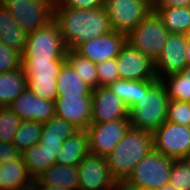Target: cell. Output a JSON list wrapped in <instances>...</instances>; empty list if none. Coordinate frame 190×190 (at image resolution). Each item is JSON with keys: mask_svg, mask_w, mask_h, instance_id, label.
<instances>
[{"mask_svg": "<svg viewBox=\"0 0 190 190\" xmlns=\"http://www.w3.org/2000/svg\"><path fill=\"white\" fill-rule=\"evenodd\" d=\"M169 99L190 102V65L162 79Z\"/></svg>", "mask_w": 190, "mask_h": 190, "instance_id": "cell-28", "label": "cell"}, {"mask_svg": "<svg viewBox=\"0 0 190 190\" xmlns=\"http://www.w3.org/2000/svg\"><path fill=\"white\" fill-rule=\"evenodd\" d=\"M67 50L59 26L52 20L45 27L27 34L22 62L66 61Z\"/></svg>", "mask_w": 190, "mask_h": 190, "instance_id": "cell-4", "label": "cell"}, {"mask_svg": "<svg viewBox=\"0 0 190 190\" xmlns=\"http://www.w3.org/2000/svg\"><path fill=\"white\" fill-rule=\"evenodd\" d=\"M21 121H36L42 124L56 116L55 101L40 98L26 89L8 106Z\"/></svg>", "mask_w": 190, "mask_h": 190, "instance_id": "cell-15", "label": "cell"}, {"mask_svg": "<svg viewBox=\"0 0 190 190\" xmlns=\"http://www.w3.org/2000/svg\"><path fill=\"white\" fill-rule=\"evenodd\" d=\"M22 67V54L0 40V73Z\"/></svg>", "mask_w": 190, "mask_h": 190, "instance_id": "cell-35", "label": "cell"}, {"mask_svg": "<svg viewBox=\"0 0 190 190\" xmlns=\"http://www.w3.org/2000/svg\"><path fill=\"white\" fill-rule=\"evenodd\" d=\"M68 49L113 31L106 9L54 7V19Z\"/></svg>", "mask_w": 190, "mask_h": 190, "instance_id": "cell-1", "label": "cell"}, {"mask_svg": "<svg viewBox=\"0 0 190 190\" xmlns=\"http://www.w3.org/2000/svg\"><path fill=\"white\" fill-rule=\"evenodd\" d=\"M126 44V34L112 31L80 44L75 51L93 63L116 58Z\"/></svg>", "mask_w": 190, "mask_h": 190, "instance_id": "cell-17", "label": "cell"}, {"mask_svg": "<svg viewBox=\"0 0 190 190\" xmlns=\"http://www.w3.org/2000/svg\"><path fill=\"white\" fill-rule=\"evenodd\" d=\"M153 144L158 153L183 159L190 149V127L165 121L153 132Z\"/></svg>", "mask_w": 190, "mask_h": 190, "instance_id": "cell-10", "label": "cell"}, {"mask_svg": "<svg viewBox=\"0 0 190 190\" xmlns=\"http://www.w3.org/2000/svg\"><path fill=\"white\" fill-rule=\"evenodd\" d=\"M129 118L91 123L86 129L89 153L106 157L130 129Z\"/></svg>", "mask_w": 190, "mask_h": 190, "instance_id": "cell-11", "label": "cell"}, {"mask_svg": "<svg viewBox=\"0 0 190 190\" xmlns=\"http://www.w3.org/2000/svg\"><path fill=\"white\" fill-rule=\"evenodd\" d=\"M58 152V150H49L36 144L21 152V156L29 174L35 180L50 166L57 163Z\"/></svg>", "mask_w": 190, "mask_h": 190, "instance_id": "cell-23", "label": "cell"}, {"mask_svg": "<svg viewBox=\"0 0 190 190\" xmlns=\"http://www.w3.org/2000/svg\"><path fill=\"white\" fill-rule=\"evenodd\" d=\"M187 43H190V28L184 33Z\"/></svg>", "mask_w": 190, "mask_h": 190, "instance_id": "cell-44", "label": "cell"}, {"mask_svg": "<svg viewBox=\"0 0 190 190\" xmlns=\"http://www.w3.org/2000/svg\"><path fill=\"white\" fill-rule=\"evenodd\" d=\"M168 102L162 80H142V95L128 110L131 127L153 133L167 120Z\"/></svg>", "mask_w": 190, "mask_h": 190, "instance_id": "cell-2", "label": "cell"}, {"mask_svg": "<svg viewBox=\"0 0 190 190\" xmlns=\"http://www.w3.org/2000/svg\"><path fill=\"white\" fill-rule=\"evenodd\" d=\"M21 122L9 107H0V141L12 143Z\"/></svg>", "mask_w": 190, "mask_h": 190, "instance_id": "cell-32", "label": "cell"}, {"mask_svg": "<svg viewBox=\"0 0 190 190\" xmlns=\"http://www.w3.org/2000/svg\"><path fill=\"white\" fill-rule=\"evenodd\" d=\"M91 123H104L128 118L125 103L107 86L92 89Z\"/></svg>", "mask_w": 190, "mask_h": 190, "instance_id": "cell-16", "label": "cell"}, {"mask_svg": "<svg viewBox=\"0 0 190 190\" xmlns=\"http://www.w3.org/2000/svg\"><path fill=\"white\" fill-rule=\"evenodd\" d=\"M109 190H141L137 185L131 183L128 179L115 180Z\"/></svg>", "mask_w": 190, "mask_h": 190, "instance_id": "cell-40", "label": "cell"}, {"mask_svg": "<svg viewBox=\"0 0 190 190\" xmlns=\"http://www.w3.org/2000/svg\"><path fill=\"white\" fill-rule=\"evenodd\" d=\"M153 150V133L130 127L105 158L115 180L128 179L136 165Z\"/></svg>", "mask_w": 190, "mask_h": 190, "instance_id": "cell-3", "label": "cell"}, {"mask_svg": "<svg viewBox=\"0 0 190 190\" xmlns=\"http://www.w3.org/2000/svg\"><path fill=\"white\" fill-rule=\"evenodd\" d=\"M0 2L27 34L45 27L54 19L53 0H0Z\"/></svg>", "mask_w": 190, "mask_h": 190, "instance_id": "cell-6", "label": "cell"}, {"mask_svg": "<svg viewBox=\"0 0 190 190\" xmlns=\"http://www.w3.org/2000/svg\"><path fill=\"white\" fill-rule=\"evenodd\" d=\"M77 169L78 190H109L115 181L104 156L88 153Z\"/></svg>", "mask_w": 190, "mask_h": 190, "instance_id": "cell-12", "label": "cell"}, {"mask_svg": "<svg viewBox=\"0 0 190 190\" xmlns=\"http://www.w3.org/2000/svg\"><path fill=\"white\" fill-rule=\"evenodd\" d=\"M105 0H57L54 7L96 9L104 7Z\"/></svg>", "mask_w": 190, "mask_h": 190, "instance_id": "cell-37", "label": "cell"}, {"mask_svg": "<svg viewBox=\"0 0 190 190\" xmlns=\"http://www.w3.org/2000/svg\"><path fill=\"white\" fill-rule=\"evenodd\" d=\"M96 67L98 87L108 86L110 83L120 79L117 68V58L105 60L104 62L96 64Z\"/></svg>", "mask_w": 190, "mask_h": 190, "instance_id": "cell-36", "label": "cell"}, {"mask_svg": "<svg viewBox=\"0 0 190 190\" xmlns=\"http://www.w3.org/2000/svg\"><path fill=\"white\" fill-rule=\"evenodd\" d=\"M77 131L78 129L72 124L54 116L43 124L40 142L38 144L49 150L60 151L63 142Z\"/></svg>", "mask_w": 190, "mask_h": 190, "instance_id": "cell-22", "label": "cell"}, {"mask_svg": "<svg viewBox=\"0 0 190 190\" xmlns=\"http://www.w3.org/2000/svg\"><path fill=\"white\" fill-rule=\"evenodd\" d=\"M21 156V152L13 143L0 141V165L8 164Z\"/></svg>", "mask_w": 190, "mask_h": 190, "instance_id": "cell-38", "label": "cell"}, {"mask_svg": "<svg viewBox=\"0 0 190 190\" xmlns=\"http://www.w3.org/2000/svg\"><path fill=\"white\" fill-rule=\"evenodd\" d=\"M161 189H163V190H178V189H175V188L171 185L170 182H168L167 184H164Z\"/></svg>", "mask_w": 190, "mask_h": 190, "instance_id": "cell-43", "label": "cell"}, {"mask_svg": "<svg viewBox=\"0 0 190 190\" xmlns=\"http://www.w3.org/2000/svg\"><path fill=\"white\" fill-rule=\"evenodd\" d=\"M42 123L36 121H22L14 135L12 143L20 152L40 142Z\"/></svg>", "mask_w": 190, "mask_h": 190, "instance_id": "cell-30", "label": "cell"}, {"mask_svg": "<svg viewBox=\"0 0 190 190\" xmlns=\"http://www.w3.org/2000/svg\"><path fill=\"white\" fill-rule=\"evenodd\" d=\"M56 116L78 130H86L92 119V96H57Z\"/></svg>", "mask_w": 190, "mask_h": 190, "instance_id": "cell-18", "label": "cell"}, {"mask_svg": "<svg viewBox=\"0 0 190 190\" xmlns=\"http://www.w3.org/2000/svg\"><path fill=\"white\" fill-rule=\"evenodd\" d=\"M33 186H55L78 190L77 166H65L56 163L40 174L34 180Z\"/></svg>", "mask_w": 190, "mask_h": 190, "instance_id": "cell-20", "label": "cell"}, {"mask_svg": "<svg viewBox=\"0 0 190 190\" xmlns=\"http://www.w3.org/2000/svg\"><path fill=\"white\" fill-rule=\"evenodd\" d=\"M169 182L178 190H190V165L183 159L174 160Z\"/></svg>", "mask_w": 190, "mask_h": 190, "instance_id": "cell-33", "label": "cell"}, {"mask_svg": "<svg viewBox=\"0 0 190 190\" xmlns=\"http://www.w3.org/2000/svg\"><path fill=\"white\" fill-rule=\"evenodd\" d=\"M58 96H91L92 88L85 83L66 61L56 78Z\"/></svg>", "mask_w": 190, "mask_h": 190, "instance_id": "cell-24", "label": "cell"}, {"mask_svg": "<svg viewBox=\"0 0 190 190\" xmlns=\"http://www.w3.org/2000/svg\"><path fill=\"white\" fill-rule=\"evenodd\" d=\"M169 33L184 34L190 28V7H153Z\"/></svg>", "mask_w": 190, "mask_h": 190, "instance_id": "cell-27", "label": "cell"}, {"mask_svg": "<svg viewBox=\"0 0 190 190\" xmlns=\"http://www.w3.org/2000/svg\"><path fill=\"white\" fill-rule=\"evenodd\" d=\"M187 41L184 34L170 33L162 49V53L155 61V73L158 80L177 74L187 66L185 50Z\"/></svg>", "mask_w": 190, "mask_h": 190, "instance_id": "cell-14", "label": "cell"}, {"mask_svg": "<svg viewBox=\"0 0 190 190\" xmlns=\"http://www.w3.org/2000/svg\"><path fill=\"white\" fill-rule=\"evenodd\" d=\"M169 34L162 20L152 11L126 35V43L155 62L162 53Z\"/></svg>", "mask_w": 190, "mask_h": 190, "instance_id": "cell-5", "label": "cell"}, {"mask_svg": "<svg viewBox=\"0 0 190 190\" xmlns=\"http://www.w3.org/2000/svg\"><path fill=\"white\" fill-rule=\"evenodd\" d=\"M27 89V79L22 67L0 73V107H8Z\"/></svg>", "mask_w": 190, "mask_h": 190, "instance_id": "cell-26", "label": "cell"}, {"mask_svg": "<svg viewBox=\"0 0 190 190\" xmlns=\"http://www.w3.org/2000/svg\"><path fill=\"white\" fill-rule=\"evenodd\" d=\"M166 121L190 127V102L169 99Z\"/></svg>", "mask_w": 190, "mask_h": 190, "instance_id": "cell-34", "label": "cell"}, {"mask_svg": "<svg viewBox=\"0 0 190 190\" xmlns=\"http://www.w3.org/2000/svg\"><path fill=\"white\" fill-rule=\"evenodd\" d=\"M174 160L153 150L136 165L128 180L141 190L161 189L169 182Z\"/></svg>", "mask_w": 190, "mask_h": 190, "instance_id": "cell-7", "label": "cell"}, {"mask_svg": "<svg viewBox=\"0 0 190 190\" xmlns=\"http://www.w3.org/2000/svg\"><path fill=\"white\" fill-rule=\"evenodd\" d=\"M32 190H69L63 187L55 186H33Z\"/></svg>", "mask_w": 190, "mask_h": 190, "instance_id": "cell-41", "label": "cell"}, {"mask_svg": "<svg viewBox=\"0 0 190 190\" xmlns=\"http://www.w3.org/2000/svg\"><path fill=\"white\" fill-rule=\"evenodd\" d=\"M89 153L88 134L86 130H78L68 137L57 154L56 162L65 166H78Z\"/></svg>", "mask_w": 190, "mask_h": 190, "instance_id": "cell-21", "label": "cell"}, {"mask_svg": "<svg viewBox=\"0 0 190 190\" xmlns=\"http://www.w3.org/2000/svg\"><path fill=\"white\" fill-rule=\"evenodd\" d=\"M107 87L125 103L128 110L139 101L142 95V81L119 79Z\"/></svg>", "mask_w": 190, "mask_h": 190, "instance_id": "cell-31", "label": "cell"}, {"mask_svg": "<svg viewBox=\"0 0 190 190\" xmlns=\"http://www.w3.org/2000/svg\"><path fill=\"white\" fill-rule=\"evenodd\" d=\"M34 179L29 174L22 156L0 165V190H32Z\"/></svg>", "mask_w": 190, "mask_h": 190, "instance_id": "cell-19", "label": "cell"}, {"mask_svg": "<svg viewBox=\"0 0 190 190\" xmlns=\"http://www.w3.org/2000/svg\"><path fill=\"white\" fill-rule=\"evenodd\" d=\"M66 61L73 67L75 72L82 78V80L92 89L98 87L96 63H93L72 49L67 50Z\"/></svg>", "mask_w": 190, "mask_h": 190, "instance_id": "cell-29", "label": "cell"}, {"mask_svg": "<svg viewBox=\"0 0 190 190\" xmlns=\"http://www.w3.org/2000/svg\"><path fill=\"white\" fill-rule=\"evenodd\" d=\"M113 31L128 34L153 11V0H105Z\"/></svg>", "mask_w": 190, "mask_h": 190, "instance_id": "cell-8", "label": "cell"}, {"mask_svg": "<svg viewBox=\"0 0 190 190\" xmlns=\"http://www.w3.org/2000/svg\"><path fill=\"white\" fill-rule=\"evenodd\" d=\"M185 57L187 60V65H190V43L187 44V47L185 50Z\"/></svg>", "mask_w": 190, "mask_h": 190, "instance_id": "cell-42", "label": "cell"}, {"mask_svg": "<svg viewBox=\"0 0 190 190\" xmlns=\"http://www.w3.org/2000/svg\"><path fill=\"white\" fill-rule=\"evenodd\" d=\"M183 160L190 165V149L188 151V153L186 154V156L183 158Z\"/></svg>", "mask_w": 190, "mask_h": 190, "instance_id": "cell-45", "label": "cell"}, {"mask_svg": "<svg viewBox=\"0 0 190 190\" xmlns=\"http://www.w3.org/2000/svg\"><path fill=\"white\" fill-rule=\"evenodd\" d=\"M117 58L120 79L133 81L155 80V62L126 43Z\"/></svg>", "mask_w": 190, "mask_h": 190, "instance_id": "cell-13", "label": "cell"}, {"mask_svg": "<svg viewBox=\"0 0 190 190\" xmlns=\"http://www.w3.org/2000/svg\"><path fill=\"white\" fill-rule=\"evenodd\" d=\"M153 7H190V0H153Z\"/></svg>", "mask_w": 190, "mask_h": 190, "instance_id": "cell-39", "label": "cell"}, {"mask_svg": "<svg viewBox=\"0 0 190 190\" xmlns=\"http://www.w3.org/2000/svg\"><path fill=\"white\" fill-rule=\"evenodd\" d=\"M26 39L27 33L18 26L7 8L0 2V40L22 54Z\"/></svg>", "mask_w": 190, "mask_h": 190, "instance_id": "cell-25", "label": "cell"}, {"mask_svg": "<svg viewBox=\"0 0 190 190\" xmlns=\"http://www.w3.org/2000/svg\"><path fill=\"white\" fill-rule=\"evenodd\" d=\"M65 62H22L27 89L40 98L55 101L58 96L56 78Z\"/></svg>", "mask_w": 190, "mask_h": 190, "instance_id": "cell-9", "label": "cell"}]
</instances>
